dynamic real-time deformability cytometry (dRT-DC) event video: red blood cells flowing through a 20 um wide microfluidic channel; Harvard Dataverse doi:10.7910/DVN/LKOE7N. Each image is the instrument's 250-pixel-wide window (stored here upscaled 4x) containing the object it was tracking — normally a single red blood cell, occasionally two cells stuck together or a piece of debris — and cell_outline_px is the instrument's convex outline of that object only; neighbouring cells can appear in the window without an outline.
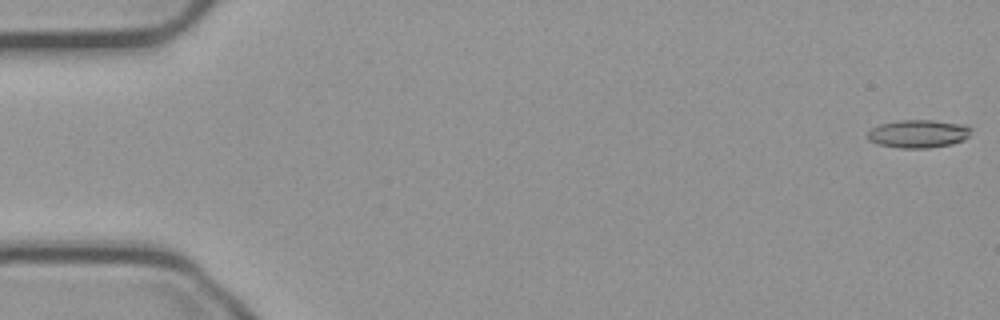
{"species": "common noctule bat (a hibernating species)", "species_latin": "Nyctalus noctula", "temperature_condition": "cold", "stored_images_in_passage": 55, "camera_frame_rate_fps": 3000, "um_per_image_px": 0.085, "animal": {"sex": "male", "body_mass_g": 23.1, "forearm_length_mm": 52.7}, "frame": {"image": 1, "passage_image": 1, "time_ms": 0.0, "image_size_px": [1000, 320], "cell_outline_px": [[972, 128], [968, 136], [964, 140], [952, 144], [928, 148], [900, 148], [876, 144], [868, 140], [868, 132], [872, 128], [880, 124], [900, 120], [932, 120], [964, 124]], "centroid_in_image_um": [78.06, 11.37], "position_along_channel_um": 6.9, "area_um2": 16.99}}
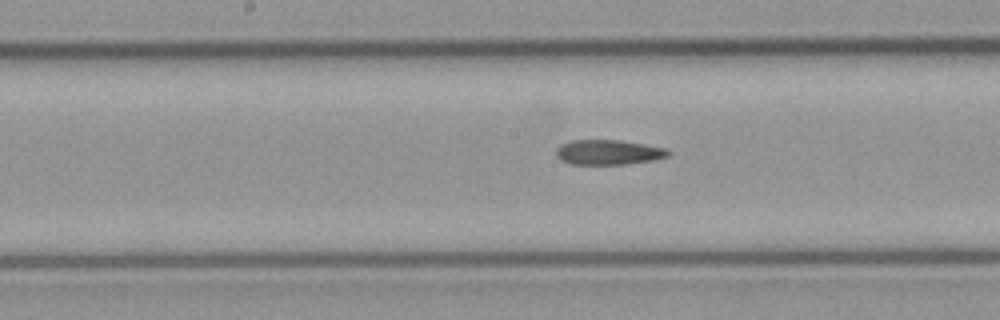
{"frame": {"image": 2, "passage_image": 28, "time_ms": 9.0, "image_size_px": [1000, 320], "cell_outline_px": [[672, 152], [668, 156], [652, 160], [624, 164], [572, 164], [560, 160], [556, 156], [556, 148], [560, 144], [572, 140], [620, 140], [668, 148]], "centroid_in_image_um": [51.71, 12.93], "position_along_channel_um": 196.5, "area_um2": 16.36}}
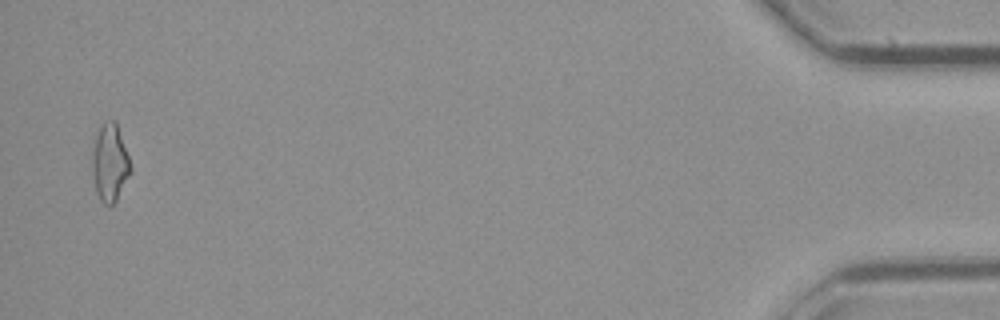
{"frame": {"image": 3, "passage_image": 54, "time_ms": 17.667, "image_size_px": [1000, 320], "cell_outline_px": [[132, 172], [116, 200], [112, 204], [104, 204], [100, 200], [96, 192], [92, 176], [92, 152], [96, 136], [100, 124], [104, 120], [116, 120], [132, 168]], "centroid_in_image_um": [9.33, 13.81], "position_along_channel_um": 425.9, "area_um2": 17.46}, "authors_computed_cell_mechanics": {"area_um2": 16.8776, "velocity_mm_per_s": 3.7425, "shape_relaxation_time_tau1_ms": null, "shape_relaxation_time_tau2_ms": 8.291, "deformation_change_tau1": null, "deformation_change_tau2": 0.178}}